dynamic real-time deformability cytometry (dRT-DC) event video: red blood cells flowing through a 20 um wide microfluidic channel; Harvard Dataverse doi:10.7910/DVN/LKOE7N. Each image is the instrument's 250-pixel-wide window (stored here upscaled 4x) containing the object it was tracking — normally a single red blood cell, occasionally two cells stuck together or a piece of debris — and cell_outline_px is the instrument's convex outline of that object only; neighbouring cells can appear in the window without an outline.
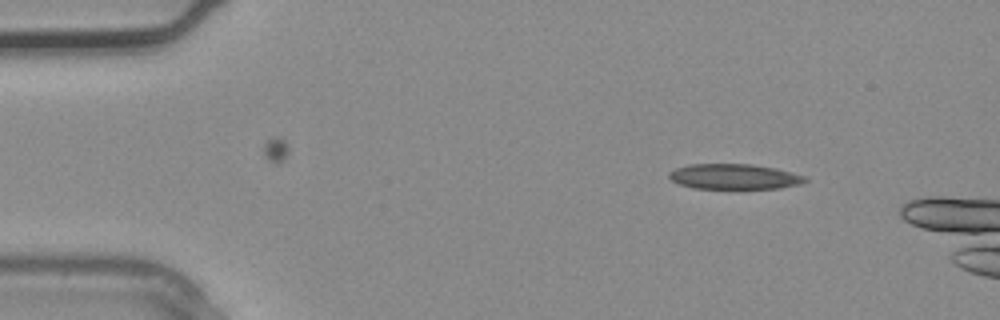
{"species": "common noctule bat (a hibernating species)", "species_latin": "Nyctalus noctula", "temperature_condition": "warm", "stored_images_in_passage": 2, "camera_frame_rate_fps": 3000, "um_per_image_px": 0.085, "animal": {"sex": "male", "body_mass_g": 20.4}, "frame": {"image": 1, "passage_image": 2, "time_ms": 0.333, "image_size_px": [1000, 320], "cell_outline_px": [[808, 180], [800, 184], [780, 188], [692, 188], [680, 184], [672, 180], [668, 176], [668, 172], [676, 168], [688, 164], [752, 164], [776, 168], [792, 172], [804, 176]], "centroid_in_image_um": [62.4, 15.0], "position_along_channel_um": 22.6, "area_um2": 20.0}}